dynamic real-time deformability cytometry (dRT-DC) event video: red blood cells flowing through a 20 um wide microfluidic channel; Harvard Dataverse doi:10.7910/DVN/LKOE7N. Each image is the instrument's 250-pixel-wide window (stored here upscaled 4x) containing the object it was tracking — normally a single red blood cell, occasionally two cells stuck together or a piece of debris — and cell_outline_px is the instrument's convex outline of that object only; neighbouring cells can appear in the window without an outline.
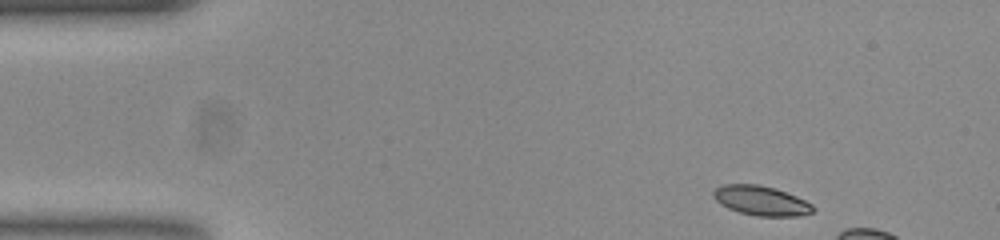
{"species": "common noctule bat (a hibernating species)", "species_latin": "Nyctalus noctula", "temperature_condition": "room temperature", "stored_images_in_passage": 8, "camera_frame_rate_fps": 3000, "um_per_image_px": 0.085, "animal": {"sex": "female", "body_mass_g": 23.0, "forearm_length_mm": 53.4}, "frame": {"image": 1, "passage_image": 1, "time_ms": 0.0, "image_size_px": [1000, 240], "cell_outline_px": [[816, 208], [812, 212], [800, 216], [756, 216], [740, 212], [728, 208], [720, 204], [712, 196], [712, 192], [716, 188], [724, 184], [756, 184], [776, 188], [796, 196], [812, 204]], "centroid_in_image_um": [64.69, 17.05], "position_along_channel_um": 20.3, "area_um2": 17.22}}